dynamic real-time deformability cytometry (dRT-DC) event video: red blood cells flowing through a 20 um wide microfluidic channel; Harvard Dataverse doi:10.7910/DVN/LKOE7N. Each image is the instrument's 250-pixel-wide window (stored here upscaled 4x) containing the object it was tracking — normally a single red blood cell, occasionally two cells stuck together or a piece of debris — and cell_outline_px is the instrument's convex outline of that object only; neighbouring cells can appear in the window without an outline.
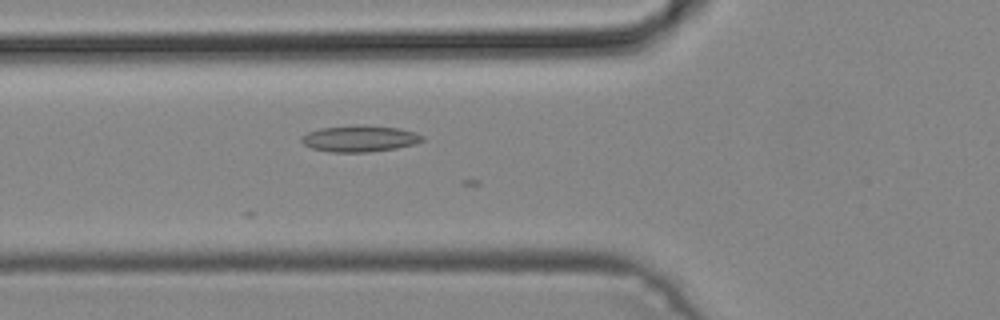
{"species": "common noctule bat (a hibernating species)", "species_latin": "Nyctalus noctula", "temperature_condition": "cold", "stored_images_in_passage": 9, "camera_frame_rate_fps": 3000, "um_per_image_px": 0.085, "animal": {"sex": "male", "body_mass_g": 19.2, "forearm_length_mm": 51.8}, "frame": {"image": 1, "passage_image": 2, "time_ms": 0.333, "image_size_px": [1000, 320], "cell_outline_px": [[424, 140], [416, 144], [396, 148], [368, 152], [328, 152], [312, 148], [304, 144], [300, 140], [300, 136], [308, 132], [320, 128], [352, 124], [360, 124], [400, 128], [416, 132], [424, 136]], "centroid_in_image_um": [30.58, 11.76], "position_along_channel_um": 95.2, "area_um2": 18.96}}
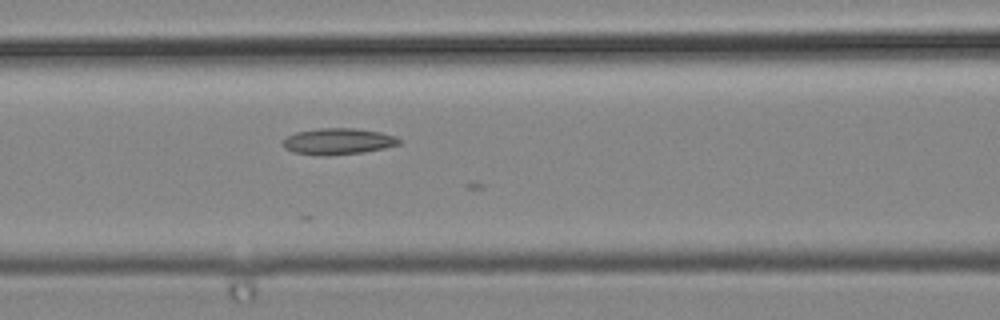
{"frame": {"image": 2, "passage_image": 5, "time_ms": 1.333, "image_size_px": [1000, 320], "cell_outline_px": [[400, 144], [384, 148], [364, 152], [328, 156], [320, 156], [292, 152], [284, 148], [284, 140], [288, 136], [296, 132], [320, 128], [352, 128], [380, 132], [396, 136], [400, 140]], "centroid_in_image_um": [28.73, 12.03], "position_along_channel_um": 137.9, "area_um2": 17.8}}